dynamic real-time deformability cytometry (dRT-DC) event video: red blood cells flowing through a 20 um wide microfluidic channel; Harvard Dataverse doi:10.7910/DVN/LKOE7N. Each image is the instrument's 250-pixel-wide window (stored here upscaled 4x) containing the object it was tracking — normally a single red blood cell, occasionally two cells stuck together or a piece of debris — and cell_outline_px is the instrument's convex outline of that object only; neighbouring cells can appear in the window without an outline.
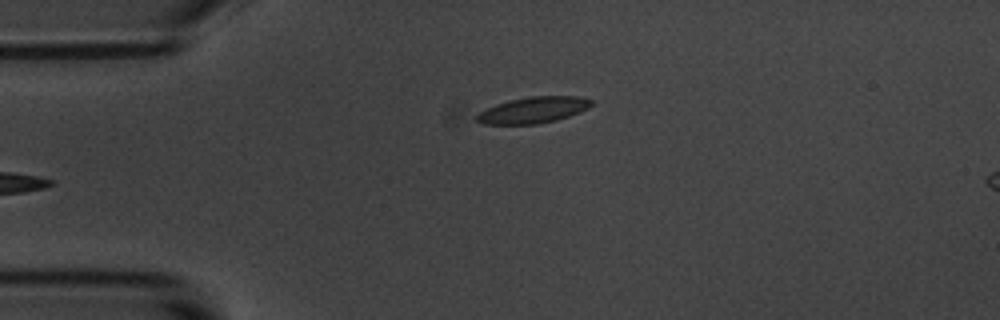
{"species": "common noctule bat (a hibernating species)", "species_latin": "Nyctalus noctula", "temperature_condition": "room temperature", "stored_images_in_passage": 6, "camera_frame_rate_fps": 3000, "um_per_image_px": 0.085, "animal": {"sex": "male", "body_mass_g": 20.1, "forearm_length_mm": 53.5}, "frame": {"image": 1, "passage_image": 6, "time_ms": 5.667, "image_size_px": [1000, 320], "cell_outline_px": [[592, 104], [588, 108], [580, 112], [556, 120], [536, 124], [480, 124], [476, 120], [476, 116], [480, 112], [496, 104], [508, 100], [528, 96], [580, 96], [592, 100]], "centroid_in_image_um": [45.32, 9.34], "position_along_channel_um": 39.7, "area_um2": 17.51}}